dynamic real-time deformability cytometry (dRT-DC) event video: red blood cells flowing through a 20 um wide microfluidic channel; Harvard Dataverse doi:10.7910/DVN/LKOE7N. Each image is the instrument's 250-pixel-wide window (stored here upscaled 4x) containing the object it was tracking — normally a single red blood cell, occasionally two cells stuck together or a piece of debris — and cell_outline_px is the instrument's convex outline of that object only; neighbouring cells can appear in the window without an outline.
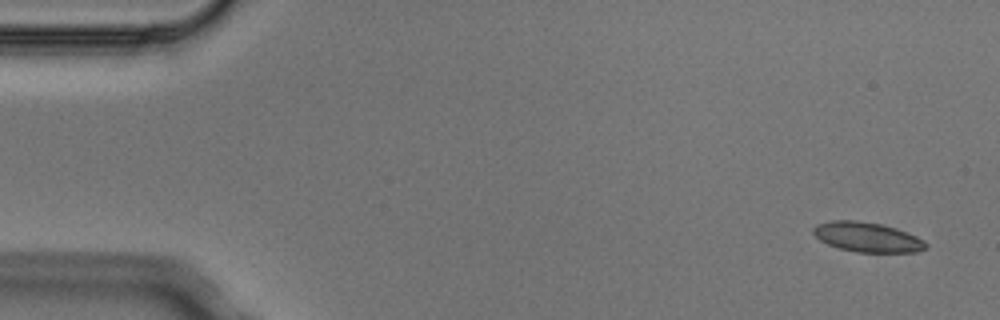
{"species": "Egyptian fruit bat (a non-hibernating species)", "species_latin": "Rousettus aegyptiacus", "temperature_condition": "cold", "stored_images_in_passage": 4, "camera_frame_rate_fps": 3000, "um_per_image_px": 0.085, "animal": {"sex": "male"}, "frame": {"image": 1, "passage_image": 1, "time_ms": 0.0, "image_size_px": [1000, 320], "cell_outline_px": [[928, 248], [916, 252], [856, 252], [840, 248], [828, 244], [820, 240], [812, 232], [812, 228], [816, 224], [832, 220], [856, 220], [880, 224], [896, 228], [916, 236], [924, 240], [928, 244]], "centroid_in_image_um": [73.72, 20.15], "position_along_channel_um": 11.3, "area_um2": 19.54}}
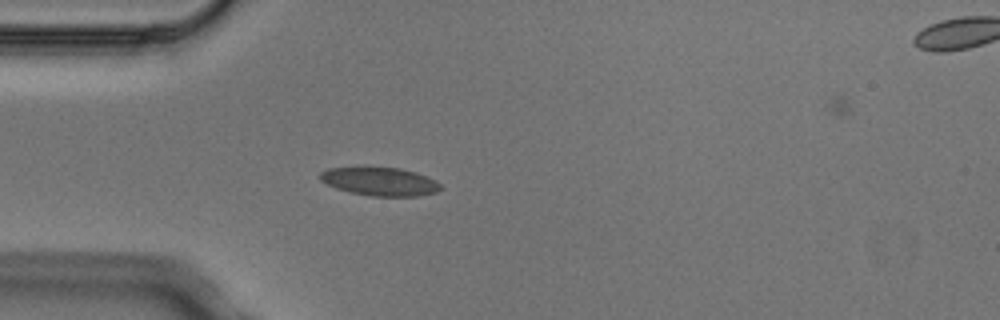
{"frame": {"image": 2, "passage_image": 3, "time_ms": 0.667, "image_size_px": [1000, 320], "cell_outline_px": [[444, 188], [436, 192], [416, 196], [372, 196], [348, 192], [336, 188], [320, 180], [320, 172], [328, 168], [364, 164], [400, 168], [416, 172], [436, 180]], "centroid_in_image_um": [32.25, 15.37], "position_along_channel_um": 52.7, "area_um2": 20.81}}